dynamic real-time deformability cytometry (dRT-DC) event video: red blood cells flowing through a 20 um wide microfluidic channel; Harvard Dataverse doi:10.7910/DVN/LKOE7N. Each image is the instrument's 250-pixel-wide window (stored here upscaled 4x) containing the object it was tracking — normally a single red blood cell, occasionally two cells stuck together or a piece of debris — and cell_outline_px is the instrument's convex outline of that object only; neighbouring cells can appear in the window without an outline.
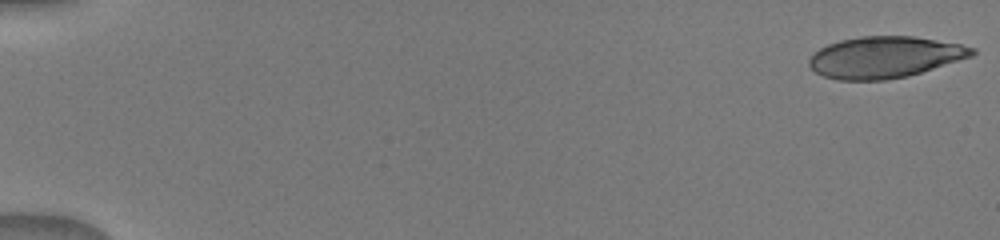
{"species": "human", "species_latin": "Homo sapiens", "temperature_condition": "warm", "stored_images_in_passage": 32, "camera_frame_rate_fps": 3000, "um_per_image_px": 0.085, "donor": {"sex": "male"}, "frame": {"image": 1, "passage_image": 1, "time_ms": 0.0, "image_size_px": [1000, 240], "cell_outline_px": [[976, 52], [972, 56], [908, 76], [884, 80], [836, 80], [824, 76], [816, 72], [808, 64], [808, 60], [812, 52], [828, 44], [840, 40], [860, 36], [912, 36], [960, 44], [976, 48]], "centroid_in_image_um": [75.17, 4.86], "position_along_channel_um": 9.8, "area_um2": 39.3}}
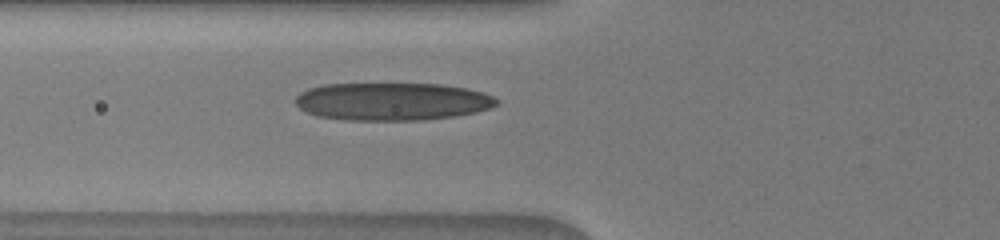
{"frame": {"image": 2, "passage_image": 16, "time_ms": 6.333, "image_size_px": [1000, 240], "cell_outline_px": [[500, 104], [492, 108], [476, 112], [456, 116], [420, 120], [348, 120], [316, 116], [300, 108], [296, 104], [296, 96], [300, 92], [308, 88], [324, 84], [440, 84], [468, 88], [484, 92], [500, 100]], "centroid_in_image_um": [33.38, 8.62], "position_along_channel_um": 92.4, "area_um2": 44.56}}
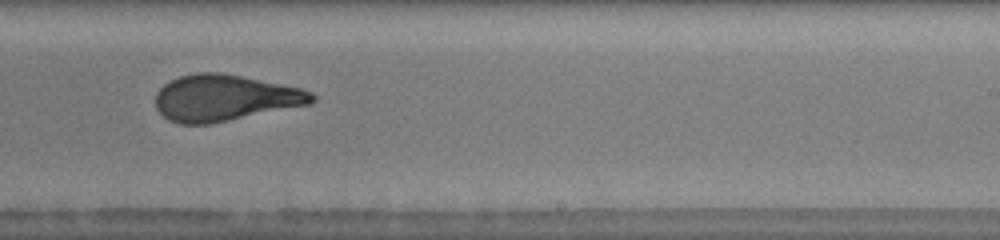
{"frame": {"image": 3, "passage_image": 27, "time_ms": 10.667, "image_size_px": [1000, 240], "cell_outline_px": [[316, 100], [312, 104], [208, 124], [180, 124], [168, 120], [156, 108], [156, 92], [164, 84], [180, 76], [196, 72], [220, 72], [300, 88], [312, 92], [316, 96]], "centroid_in_image_um": [19.1, 8.32], "position_along_channel_um": 269.9, "area_um2": 42.02}}